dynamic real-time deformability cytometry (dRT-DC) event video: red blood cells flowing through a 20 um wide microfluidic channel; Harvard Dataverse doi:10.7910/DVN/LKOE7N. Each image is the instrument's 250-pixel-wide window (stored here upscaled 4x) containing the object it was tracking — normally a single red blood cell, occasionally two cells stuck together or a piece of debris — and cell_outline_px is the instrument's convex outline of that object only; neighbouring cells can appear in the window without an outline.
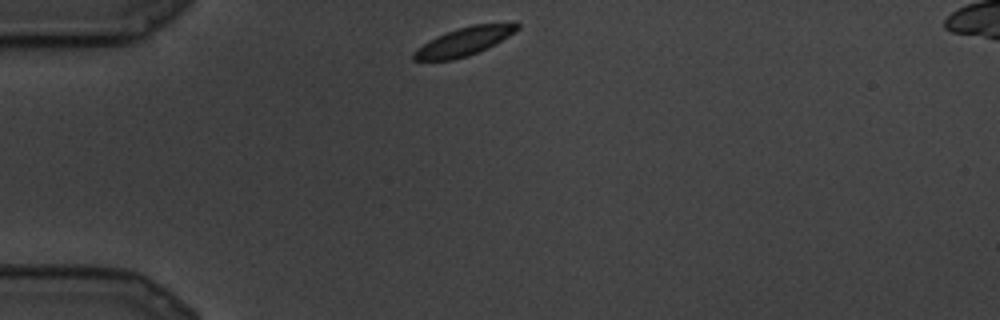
{"species": "common noctule bat (a hibernating species)", "species_latin": "Nyctalus noctula", "temperature_condition": "cold", "stored_images_in_passage": 14, "camera_frame_rate_fps": 3000, "um_per_image_px": 0.085, "animal": {"sex": "male", "body_mass_g": 19.5, "forearm_length_mm": 54.6}, "frame": {"image": 1, "passage_image": 1, "time_ms": 0.0, "image_size_px": [1000, 320], "cell_outline_px": [[520, 28], [508, 36], [468, 56], [452, 60], [412, 60], [412, 52], [436, 36], [456, 28], [472, 24], [516, 20], [520, 24]], "centroid_in_image_um": [39.5, 3.47], "position_along_channel_um": 45.5, "area_um2": 17.22}}
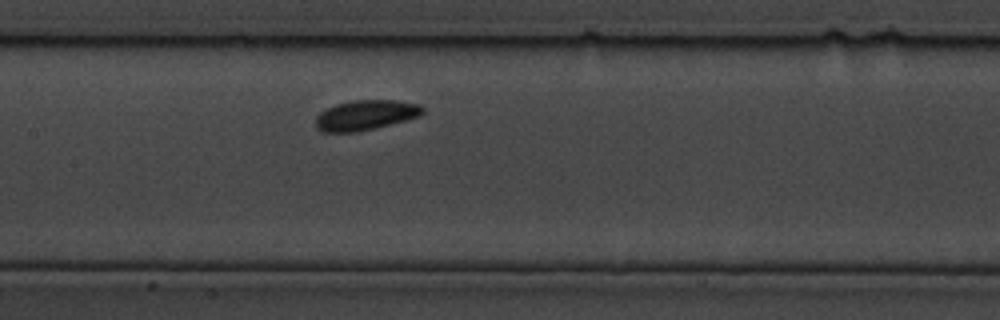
{"frame": {"image": 2, "passage_image": 7, "time_ms": 2.0, "image_size_px": [1000, 320], "cell_outline_px": [[424, 112], [420, 116], [376, 128], [356, 132], [320, 132], [316, 128], [316, 116], [320, 112], [336, 104], [356, 100], [396, 100], [420, 104], [424, 108]], "centroid_in_image_um": [31.08, 9.79], "position_along_channel_um": 176.3, "area_um2": 18.79}}
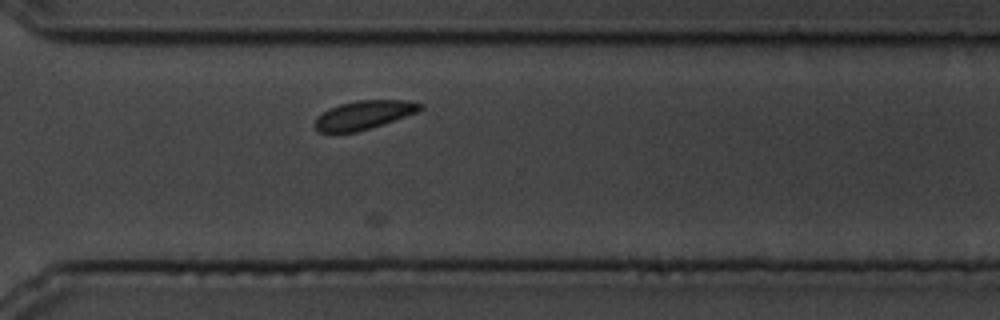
{"frame": {"image": 3, "passage_image": 14, "time_ms": 4.333, "image_size_px": [1000, 320], "cell_outline_px": [[424, 108], [416, 112], [356, 132], [320, 132], [316, 128], [316, 120], [328, 108], [340, 104], [360, 100], [404, 100], [424, 104]], "centroid_in_image_um": [30.94, 9.75], "position_along_channel_um": 339.7, "area_um2": 16.99}}